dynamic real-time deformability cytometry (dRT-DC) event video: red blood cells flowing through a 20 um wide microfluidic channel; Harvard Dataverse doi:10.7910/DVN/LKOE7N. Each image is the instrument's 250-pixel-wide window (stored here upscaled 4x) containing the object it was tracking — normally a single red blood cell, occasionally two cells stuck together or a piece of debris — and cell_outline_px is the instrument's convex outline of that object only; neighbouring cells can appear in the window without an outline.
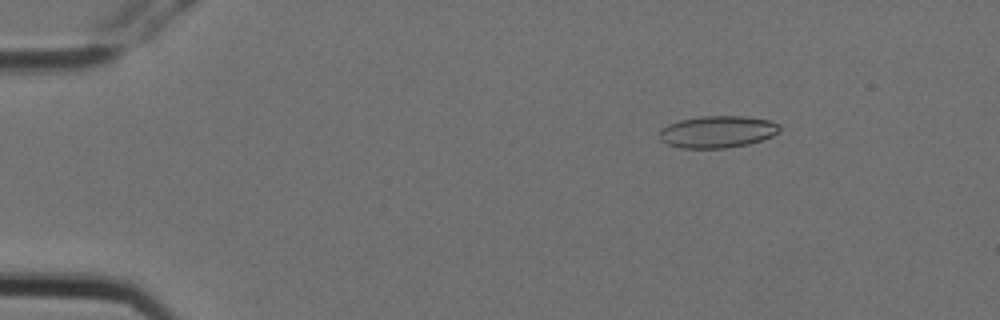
{"species": "Egyptian fruit bat (a non-hibernating species)", "species_latin": "Rousettus aegyptiacus", "temperature_condition": "cold", "stored_images_in_passage": 11, "camera_frame_rate_fps": 3000, "um_per_image_px": 0.085, "animal": {"sex": "female"}, "frame": {"image": 1, "passage_image": 2, "time_ms": 0.333, "image_size_px": [1000, 320], "cell_outline_px": [[780, 132], [772, 136], [748, 144], [724, 148], [680, 148], [668, 144], [660, 140], [660, 128], [668, 124], [680, 120], [700, 116], [744, 116], [768, 120], [780, 124]], "centroid_in_image_um": [60.98, 11.2], "position_along_channel_um": 24.0, "area_um2": 22.43}}
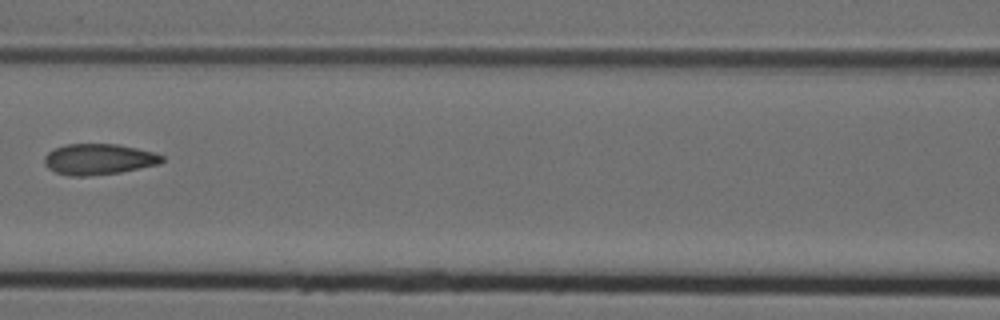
{"frame": {"image": 2, "passage_image": 7, "time_ms": 2.0, "image_size_px": [1000, 320], "cell_outline_px": [[164, 160], [160, 164], [120, 172], [88, 176], [68, 176], [56, 172], [48, 168], [44, 164], [44, 156], [48, 152], [64, 144], [116, 144], [136, 148], [152, 152], [164, 156]], "centroid_in_image_um": [8.37, 13.54], "position_along_channel_um": 158.2, "area_um2": 21.15}}
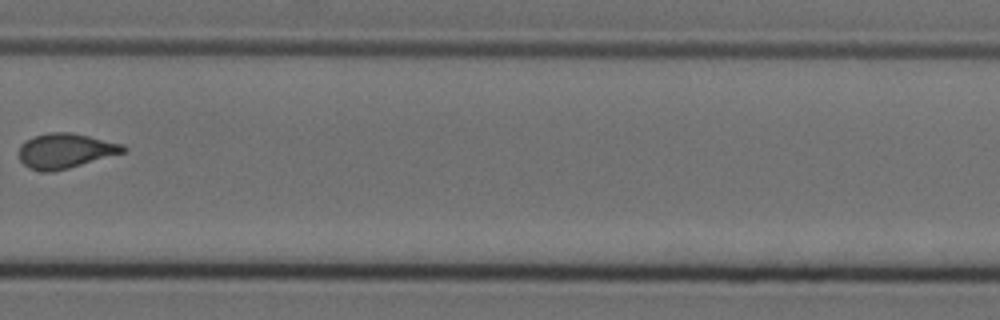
{"frame": {"image": 3, "passage_image": 11, "time_ms": 3.333, "image_size_px": [1000, 320], "cell_outline_px": [[128, 148], [124, 152], [68, 168], [52, 172], [40, 172], [28, 168], [20, 160], [20, 144], [32, 136], [48, 132], [72, 132], [124, 144]], "centroid_in_image_um": [5.53, 12.81], "position_along_channel_um": 324.3, "area_um2": 21.27}}